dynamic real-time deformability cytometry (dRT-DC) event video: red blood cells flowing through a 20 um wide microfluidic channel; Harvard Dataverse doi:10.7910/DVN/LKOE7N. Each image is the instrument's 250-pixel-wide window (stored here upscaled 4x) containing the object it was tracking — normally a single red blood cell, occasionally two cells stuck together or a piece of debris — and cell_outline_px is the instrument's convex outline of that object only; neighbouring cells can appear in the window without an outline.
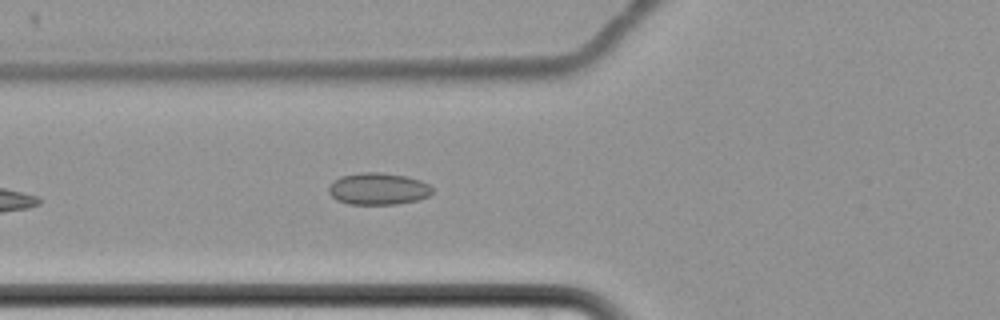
{"species": "common noctule bat (a hibernating species)", "species_latin": "Nyctalus noctula", "temperature_condition": "cold", "stored_images_in_passage": 7, "camera_frame_rate_fps": 3000, "um_per_image_px": 0.085, "animal": {"sex": "female", "body_mass_g": 22.7, "forearm_length_mm": 54.2}, "frame": {"image": 1, "passage_image": 7, "time_ms": 8.333, "image_size_px": [1000, 320], "cell_outline_px": [[432, 192], [428, 196], [416, 200], [396, 204], [348, 204], [336, 200], [328, 192], [328, 188], [340, 176], [360, 172], [380, 172], [404, 176], [420, 180], [428, 184], [432, 188]], "centroid_in_image_um": [32.13, 16.05], "position_along_channel_um": 93.7, "area_um2": 19.13}}